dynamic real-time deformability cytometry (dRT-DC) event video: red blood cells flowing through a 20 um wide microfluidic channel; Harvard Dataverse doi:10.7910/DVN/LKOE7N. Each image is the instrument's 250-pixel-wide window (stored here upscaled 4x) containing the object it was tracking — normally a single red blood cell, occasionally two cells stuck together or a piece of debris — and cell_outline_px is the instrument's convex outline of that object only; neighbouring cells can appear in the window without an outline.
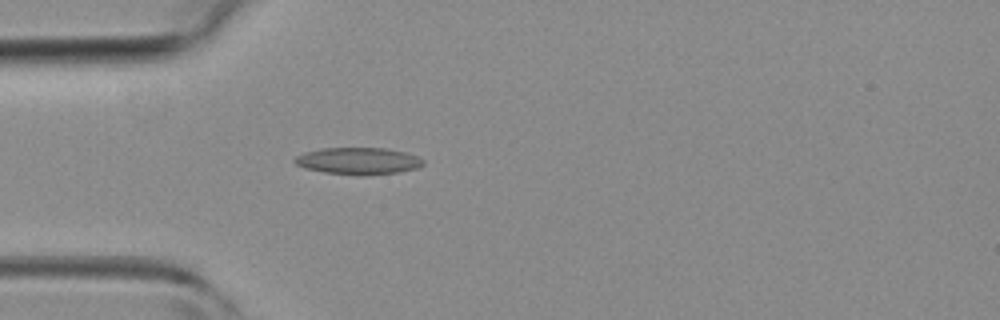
{"species": "common noctule bat (a hibernating species)", "species_latin": "Nyctalus noctula", "temperature_condition": "room temperature", "stored_images_in_passage": 3, "camera_frame_rate_fps": 3000, "um_per_image_px": 0.085, "animal": {"sex": "female", "body_mass_g": 19.3, "forearm_length_mm": 54.1}, "frame": {"image": 1, "passage_image": 3, "time_ms": 2.667, "image_size_px": [1000, 320], "cell_outline_px": [[424, 164], [420, 168], [400, 172], [364, 176], [360, 176], [324, 172], [304, 168], [296, 164], [292, 160], [296, 156], [304, 152], [320, 148], [384, 148], [404, 152], [416, 156], [424, 160]], "centroid_in_image_um": [30.45, 13.69], "position_along_channel_um": 54.5, "area_um2": 20.4}}